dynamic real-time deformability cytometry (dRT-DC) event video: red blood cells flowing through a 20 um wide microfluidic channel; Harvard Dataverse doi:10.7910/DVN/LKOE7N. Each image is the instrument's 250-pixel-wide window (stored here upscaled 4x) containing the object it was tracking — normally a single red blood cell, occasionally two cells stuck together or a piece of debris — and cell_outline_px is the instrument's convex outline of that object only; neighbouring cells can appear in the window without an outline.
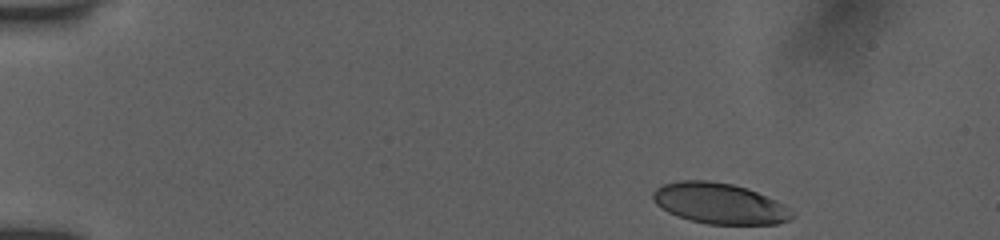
{"species": "human", "species_latin": "Homo sapiens", "temperature_condition": "room temperature", "stored_images_in_passage": 47, "camera_frame_rate_fps": 3000, "um_per_image_px": 0.085, "donor": {"sex": "female"}, "frame": {"image": 1, "passage_image": 1, "time_ms": 0.0, "image_size_px": [1000, 240], "cell_outline_px": [[796, 216], [792, 220], [776, 224], [708, 224], [676, 216], [668, 212], [656, 204], [652, 200], [652, 192], [660, 184], [676, 180], [708, 180], [732, 184], [748, 188], [776, 200], [792, 212]], "centroid_in_image_um": [61.13, 17.28], "position_along_channel_um": 23.9, "area_um2": 33.29}}
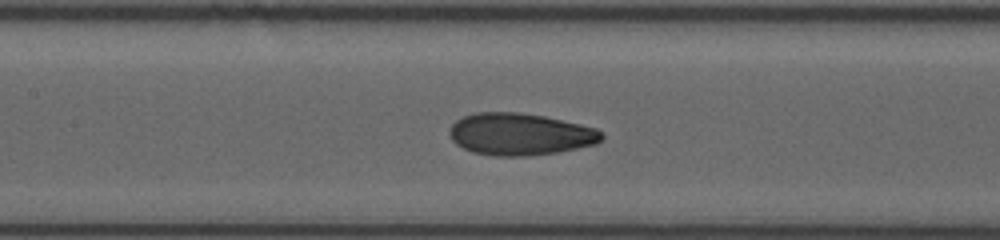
{"frame": {"image": 2, "passage_image": 20, "time_ms": 6.333, "image_size_px": [1000, 240], "cell_outline_px": [[604, 136], [596, 144], [556, 152], [524, 156], [492, 156], [472, 152], [456, 144], [452, 140], [448, 132], [452, 124], [456, 120], [464, 116], [476, 112], [520, 112], [544, 116], [580, 124], [596, 128]], "centroid_in_image_um": [44.17, 11.4], "position_along_channel_um": 163.2, "area_um2": 37.22}}
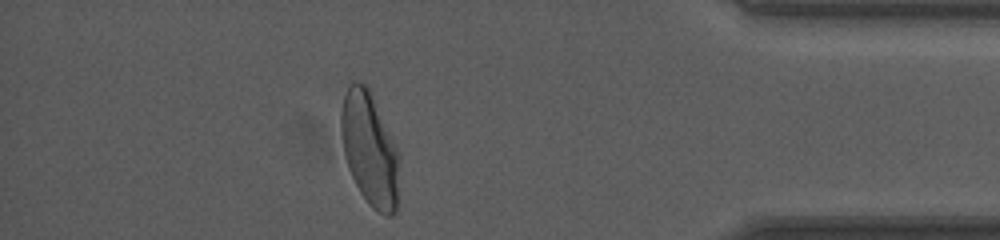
{"frame": {"image": 3, "passage_image": 41, "time_ms": 13.333, "image_size_px": [1000, 240], "cell_outline_px": [[400, 156], [396, 212], [392, 216], [384, 216], [372, 208], [368, 204], [360, 192], [348, 168], [344, 152], [340, 132], [340, 112], [344, 96], [352, 80], [356, 80], [368, 84]], "centroid_in_image_um": [31.42, 12.66], "position_along_channel_um": 403.8, "area_um2": 38.84}, "authors_computed_cell_mechanics": {"area_um2": 36.8186, "velocity_mm_per_s": 3.8966, "shape_relaxation_time_tau1_ms": 4.931, "shape_relaxation_time_tau2_ms": 1.0314, "deformation_change_tau1": 0.1986, "deformation_change_tau2": 0.0638}}